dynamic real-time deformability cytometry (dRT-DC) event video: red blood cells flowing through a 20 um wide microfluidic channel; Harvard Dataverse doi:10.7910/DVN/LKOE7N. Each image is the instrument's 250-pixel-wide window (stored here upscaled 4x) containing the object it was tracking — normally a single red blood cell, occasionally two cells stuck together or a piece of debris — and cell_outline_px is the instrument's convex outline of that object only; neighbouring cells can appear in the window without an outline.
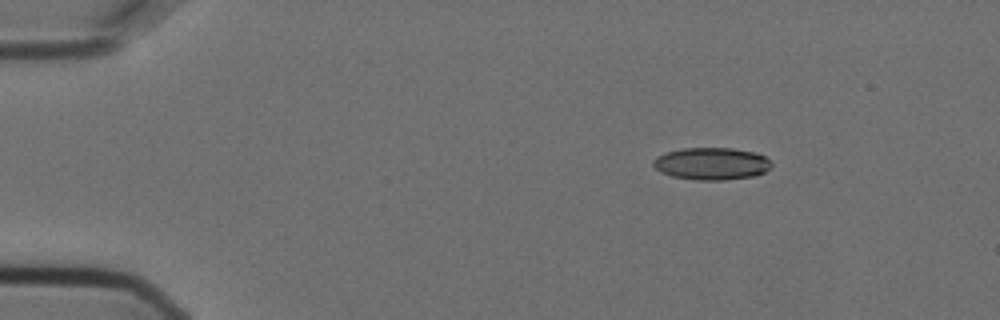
{"species": "Egyptian fruit bat (a non-hibernating species)", "species_latin": "Rousettus aegyptiacus", "temperature_condition": "cold", "stored_images_in_passage": 3, "camera_frame_rate_fps": 3000, "um_per_image_px": 0.085, "animal": {"sex": "female"}, "frame": {"image": 1, "passage_image": 1, "time_ms": 0.0, "image_size_px": [1000, 320], "cell_outline_px": [[772, 164], [764, 172], [756, 176], [724, 180], [696, 180], [672, 176], [660, 172], [652, 164], [652, 160], [656, 156], [680, 148], [732, 148], [756, 152], [764, 156]], "centroid_in_image_um": [60.46, 13.91], "position_along_channel_um": 24.5, "area_um2": 22.31}}
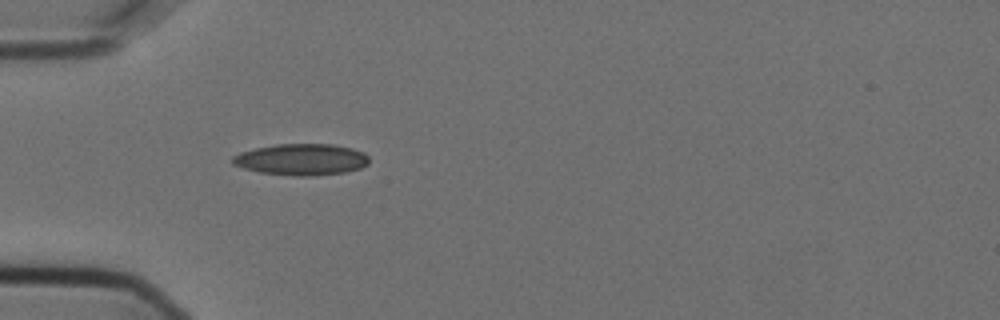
{"frame": {"image": 2, "passage_image": 3, "time_ms": 0.667, "image_size_px": [1000, 320], "cell_outline_px": [[368, 164], [360, 168], [344, 172], [312, 176], [296, 176], [260, 172], [244, 168], [232, 164], [232, 156], [240, 152], [256, 148], [276, 144], [332, 144], [352, 148], [364, 152], [368, 156]], "centroid_in_image_um": [25.62, 13.55], "position_along_channel_um": 59.4, "area_um2": 24.97}}